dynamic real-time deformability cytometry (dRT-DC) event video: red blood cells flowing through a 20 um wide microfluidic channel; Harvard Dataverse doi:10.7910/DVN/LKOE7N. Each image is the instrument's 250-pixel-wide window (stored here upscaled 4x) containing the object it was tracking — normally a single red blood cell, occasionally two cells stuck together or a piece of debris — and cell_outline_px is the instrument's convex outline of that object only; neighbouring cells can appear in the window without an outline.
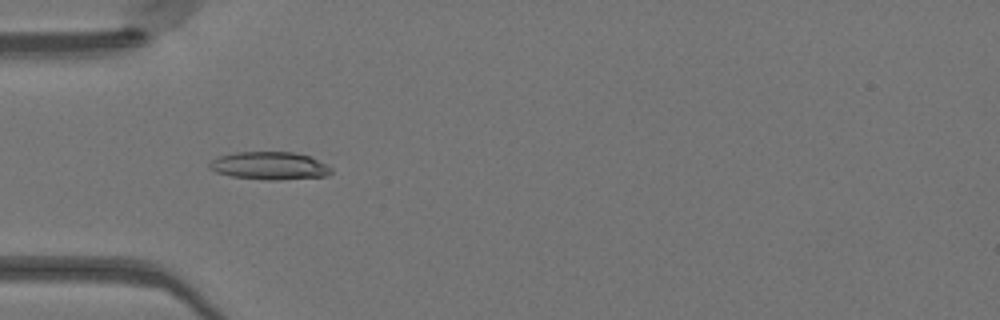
{"species": "Egyptian fruit bat (a non-hibernating species)", "species_latin": "Rousettus aegyptiacus", "temperature_condition": "warm", "stored_images_in_passage": 5, "camera_frame_rate_fps": 3000, "um_per_image_px": 0.085, "animal": {"sex": "female"}, "frame": {"image": 1, "passage_image": 4, "time_ms": 1.0, "image_size_px": [1000, 320], "cell_outline_px": [[332, 172], [328, 176], [276, 180], [268, 180], [232, 176], [216, 172], [208, 168], [208, 164], [212, 160], [220, 156], [236, 152], [292, 152], [308, 156], [332, 168]], "centroid_in_image_um": [22.89, 14.09], "position_along_channel_um": 62.1, "area_um2": 19.54}}